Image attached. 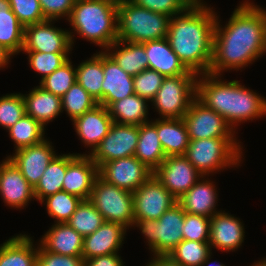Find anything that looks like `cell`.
<instances>
[{
	"instance_id": "obj_1",
	"label": "cell",
	"mask_w": 266,
	"mask_h": 266,
	"mask_svg": "<svg viewBox=\"0 0 266 266\" xmlns=\"http://www.w3.org/2000/svg\"><path fill=\"white\" fill-rule=\"evenodd\" d=\"M245 0L222 26L217 15L209 73L241 70L266 53L265 8ZM219 19V20H218Z\"/></svg>"
},
{
	"instance_id": "obj_2",
	"label": "cell",
	"mask_w": 266,
	"mask_h": 266,
	"mask_svg": "<svg viewBox=\"0 0 266 266\" xmlns=\"http://www.w3.org/2000/svg\"><path fill=\"white\" fill-rule=\"evenodd\" d=\"M210 7L188 6L171 17L168 28L171 49L197 75L209 73L212 61L217 12Z\"/></svg>"
},
{
	"instance_id": "obj_3",
	"label": "cell",
	"mask_w": 266,
	"mask_h": 266,
	"mask_svg": "<svg viewBox=\"0 0 266 266\" xmlns=\"http://www.w3.org/2000/svg\"><path fill=\"white\" fill-rule=\"evenodd\" d=\"M221 77L211 73L198 75L196 98L201 103L221 115L235 132L241 123L266 116V97L238 80L224 81Z\"/></svg>"
},
{
	"instance_id": "obj_4",
	"label": "cell",
	"mask_w": 266,
	"mask_h": 266,
	"mask_svg": "<svg viewBox=\"0 0 266 266\" xmlns=\"http://www.w3.org/2000/svg\"><path fill=\"white\" fill-rule=\"evenodd\" d=\"M118 2L114 0H75L68 18L71 45L76 35L106 50L118 40ZM75 32V33H74Z\"/></svg>"
},
{
	"instance_id": "obj_5",
	"label": "cell",
	"mask_w": 266,
	"mask_h": 266,
	"mask_svg": "<svg viewBox=\"0 0 266 266\" xmlns=\"http://www.w3.org/2000/svg\"><path fill=\"white\" fill-rule=\"evenodd\" d=\"M171 17L152 12L129 0L118 2V40L132 43L167 38Z\"/></svg>"
},
{
	"instance_id": "obj_6",
	"label": "cell",
	"mask_w": 266,
	"mask_h": 266,
	"mask_svg": "<svg viewBox=\"0 0 266 266\" xmlns=\"http://www.w3.org/2000/svg\"><path fill=\"white\" fill-rule=\"evenodd\" d=\"M237 141V138L190 140L185 156L203 176L214 175L227 167L240 166L244 150L242 142Z\"/></svg>"
},
{
	"instance_id": "obj_7",
	"label": "cell",
	"mask_w": 266,
	"mask_h": 266,
	"mask_svg": "<svg viewBox=\"0 0 266 266\" xmlns=\"http://www.w3.org/2000/svg\"><path fill=\"white\" fill-rule=\"evenodd\" d=\"M185 211L177 202L158 220H139L134 224L146 239L152 255H169L183 240Z\"/></svg>"
},
{
	"instance_id": "obj_8",
	"label": "cell",
	"mask_w": 266,
	"mask_h": 266,
	"mask_svg": "<svg viewBox=\"0 0 266 266\" xmlns=\"http://www.w3.org/2000/svg\"><path fill=\"white\" fill-rule=\"evenodd\" d=\"M89 200L105 221L119 223L126 228L135 224L132 192L96 177Z\"/></svg>"
},
{
	"instance_id": "obj_9",
	"label": "cell",
	"mask_w": 266,
	"mask_h": 266,
	"mask_svg": "<svg viewBox=\"0 0 266 266\" xmlns=\"http://www.w3.org/2000/svg\"><path fill=\"white\" fill-rule=\"evenodd\" d=\"M198 75L165 77L151 105L159 118H183L196 98Z\"/></svg>"
},
{
	"instance_id": "obj_10",
	"label": "cell",
	"mask_w": 266,
	"mask_h": 266,
	"mask_svg": "<svg viewBox=\"0 0 266 266\" xmlns=\"http://www.w3.org/2000/svg\"><path fill=\"white\" fill-rule=\"evenodd\" d=\"M139 138V126L113 122L108 134L89 154L98 168L106 162L134 156Z\"/></svg>"
},
{
	"instance_id": "obj_11",
	"label": "cell",
	"mask_w": 266,
	"mask_h": 266,
	"mask_svg": "<svg viewBox=\"0 0 266 266\" xmlns=\"http://www.w3.org/2000/svg\"><path fill=\"white\" fill-rule=\"evenodd\" d=\"M190 140L205 138H236L226 120L195 98L183 116Z\"/></svg>"
},
{
	"instance_id": "obj_12",
	"label": "cell",
	"mask_w": 266,
	"mask_h": 266,
	"mask_svg": "<svg viewBox=\"0 0 266 266\" xmlns=\"http://www.w3.org/2000/svg\"><path fill=\"white\" fill-rule=\"evenodd\" d=\"M135 223L139 220H158L177 199L152 175L132 192Z\"/></svg>"
},
{
	"instance_id": "obj_13",
	"label": "cell",
	"mask_w": 266,
	"mask_h": 266,
	"mask_svg": "<svg viewBox=\"0 0 266 266\" xmlns=\"http://www.w3.org/2000/svg\"><path fill=\"white\" fill-rule=\"evenodd\" d=\"M55 22L56 20H45L25 26L22 51L71 53L73 47L69 30L54 26Z\"/></svg>"
},
{
	"instance_id": "obj_14",
	"label": "cell",
	"mask_w": 266,
	"mask_h": 266,
	"mask_svg": "<svg viewBox=\"0 0 266 266\" xmlns=\"http://www.w3.org/2000/svg\"><path fill=\"white\" fill-rule=\"evenodd\" d=\"M153 175L177 200L202 177L185 155L167 156Z\"/></svg>"
},
{
	"instance_id": "obj_15",
	"label": "cell",
	"mask_w": 266,
	"mask_h": 266,
	"mask_svg": "<svg viewBox=\"0 0 266 266\" xmlns=\"http://www.w3.org/2000/svg\"><path fill=\"white\" fill-rule=\"evenodd\" d=\"M98 175L114 186L134 192L153 175V171L135 156H129L103 163L98 168Z\"/></svg>"
},
{
	"instance_id": "obj_16",
	"label": "cell",
	"mask_w": 266,
	"mask_h": 266,
	"mask_svg": "<svg viewBox=\"0 0 266 266\" xmlns=\"http://www.w3.org/2000/svg\"><path fill=\"white\" fill-rule=\"evenodd\" d=\"M0 195L8 207L20 210L36 199L34 188L8 157L0 162Z\"/></svg>"
},
{
	"instance_id": "obj_17",
	"label": "cell",
	"mask_w": 266,
	"mask_h": 266,
	"mask_svg": "<svg viewBox=\"0 0 266 266\" xmlns=\"http://www.w3.org/2000/svg\"><path fill=\"white\" fill-rule=\"evenodd\" d=\"M14 151L13 155H8L7 157L14 162L33 188L39 182L49 163L57 155L52 142L47 138L37 145L23 147Z\"/></svg>"
},
{
	"instance_id": "obj_18",
	"label": "cell",
	"mask_w": 266,
	"mask_h": 266,
	"mask_svg": "<svg viewBox=\"0 0 266 266\" xmlns=\"http://www.w3.org/2000/svg\"><path fill=\"white\" fill-rule=\"evenodd\" d=\"M245 228L240 218L220 210L210 218L209 244L222 252L237 251L244 243Z\"/></svg>"
},
{
	"instance_id": "obj_19",
	"label": "cell",
	"mask_w": 266,
	"mask_h": 266,
	"mask_svg": "<svg viewBox=\"0 0 266 266\" xmlns=\"http://www.w3.org/2000/svg\"><path fill=\"white\" fill-rule=\"evenodd\" d=\"M97 176L98 166L91 157L79 154L67 165L62 191L82 200L89 199Z\"/></svg>"
},
{
	"instance_id": "obj_20",
	"label": "cell",
	"mask_w": 266,
	"mask_h": 266,
	"mask_svg": "<svg viewBox=\"0 0 266 266\" xmlns=\"http://www.w3.org/2000/svg\"><path fill=\"white\" fill-rule=\"evenodd\" d=\"M127 229L119 223L105 221L93 234L84 237L83 260L119 253L126 239Z\"/></svg>"
},
{
	"instance_id": "obj_21",
	"label": "cell",
	"mask_w": 266,
	"mask_h": 266,
	"mask_svg": "<svg viewBox=\"0 0 266 266\" xmlns=\"http://www.w3.org/2000/svg\"><path fill=\"white\" fill-rule=\"evenodd\" d=\"M72 123L81 142L86 147L91 148V151H88L89 155L108 134L113 119L109 114L108 108L98 104L91 110L86 111L82 116L75 118Z\"/></svg>"
},
{
	"instance_id": "obj_22",
	"label": "cell",
	"mask_w": 266,
	"mask_h": 266,
	"mask_svg": "<svg viewBox=\"0 0 266 266\" xmlns=\"http://www.w3.org/2000/svg\"><path fill=\"white\" fill-rule=\"evenodd\" d=\"M103 72V106L108 108L113 102L135 93L133 76L126 73L106 51H103Z\"/></svg>"
},
{
	"instance_id": "obj_23",
	"label": "cell",
	"mask_w": 266,
	"mask_h": 266,
	"mask_svg": "<svg viewBox=\"0 0 266 266\" xmlns=\"http://www.w3.org/2000/svg\"><path fill=\"white\" fill-rule=\"evenodd\" d=\"M203 176L177 202L189 214L211 218L220 212L216 208L218 194L217 187L208 177ZM216 187V188H215Z\"/></svg>"
},
{
	"instance_id": "obj_24",
	"label": "cell",
	"mask_w": 266,
	"mask_h": 266,
	"mask_svg": "<svg viewBox=\"0 0 266 266\" xmlns=\"http://www.w3.org/2000/svg\"><path fill=\"white\" fill-rule=\"evenodd\" d=\"M145 46L148 69L155 70L165 77L178 75H197L189 71L171 49L167 38L147 41Z\"/></svg>"
},
{
	"instance_id": "obj_25",
	"label": "cell",
	"mask_w": 266,
	"mask_h": 266,
	"mask_svg": "<svg viewBox=\"0 0 266 266\" xmlns=\"http://www.w3.org/2000/svg\"><path fill=\"white\" fill-rule=\"evenodd\" d=\"M84 237L67 223H54L40 238L39 244L52 253L82 256Z\"/></svg>"
},
{
	"instance_id": "obj_26",
	"label": "cell",
	"mask_w": 266,
	"mask_h": 266,
	"mask_svg": "<svg viewBox=\"0 0 266 266\" xmlns=\"http://www.w3.org/2000/svg\"><path fill=\"white\" fill-rule=\"evenodd\" d=\"M156 128L165 156L185 155L190 138L183 118H156Z\"/></svg>"
},
{
	"instance_id": "obj_27",
	"label": "cell",
	"mask_w": 266,
	"mask_h": 266,
	"mask_svg": "<svg viewBox=\"0 0 266 266\" xmlns=\"http://www.w3.org/2000/svg\"><path fill=\"white\" fill-rule=\"evenodd\" d=\"M25 114L40 122L45 128L58 117L62 111L61 97H58L41 86H34L28 94H23Z\"/></svg>"
},
{
	"instance_id": "obj_28",
	"label": "cell",
	"mask_w": 266,
	"mask_h": 266,
	"mask_svg": "<svg viewBox=\"0 0 266 266\" xmlns=\"http://www.w3.org/2000/svg\"><path fill=\"white\" fill-rule=\"evenodd\" d=\"M37 254L33 238L20 233L0 244V266H36Z\"/></svg>"
},
{
	"instance_id": "obj_29",
	"label": "cell",
	"mask_w": 266,
	"mask_h": 266,
	"mask_svg": "<svg viewBox=\"0 0 266 266\" xmlns=\"http://www.w3.org/2000/svg\"><path fill=\"white\" fill-rule=\"evenodd\" d=\"M105 51L131 76L148 69V58L143 43L116 40Z\"/></svg>"
},
{
	"instance_id": "obj_30",
	"label": "cell",
	"mask_w": 266,
	"mask_h": 266,
	"mask_svg": "<svg viewBox=\"0 0 266 266\" xmlns=\"http://www.w3.org/2000/svg\"><path fill=\"white\" fill-rule=\"evenodd\" d=\"M79 153H66L56 155L49 163L39 182L34 187V195L36 201L39 203L52 194L62 191L63 179L65 177L67 165L77 156Z\"/></svg>"
},
{
	"instance_id": "obj_31",
	"label": "cell",
	"mask_w": 266,
	"mask_h": 266,
	"mask_svg": "<svg viewBox=\"0 0 266 266\" xmlns=\"http://www.w3.org/2000/svg\"><path fill=\"white\" fill-rule=\"evenodd\" d=\"M148 103L150 102L147 99L134 93L124 99L113 102L108 107V111L113 122L140 126L150 122L147 117L149 114Z\"/></svg>"
},
{
	"instance_id": "obj_32",
	"label": "cell",
	"mask_w": 266,
	"mask_h": 266,
	"mask_svg": "<svg viewBox=\"0 0 266 266\" xmlns=\"http://www.w3.org/2000/svg\"><path fill=\"white\" fill-rule=\"evenodd\" d=\"M134 156L153 172L166 158L157 128L151 122L139 126V138Z\"/></svg>"
},
{
	"instance_id": "obj_33",
	"label": "cell",
	"mask_w": 266,
	"mask_h": 266,
	"mask_svg": "<svg viewBox=\"0 0 266 266\" xmlns=\"http://www.w3.org/2000/svg\"><path fill=\"white\" fill-rule=\"evenodd\" d=\"M24 28L11 10L9 0H0V45L13 56L22 51Z\"/></svg>"
},
{
	"instance_id": "obj_34",
	"label": "cell",
	"mask_w": 266,
	"mask_h": 266,
	"mask_svg": "<svg viewBox=\"0 0 266 266\" xmlns=\"http://www.w3.org/2000/svg\"><path fill=\"white\" fill-rule=\"evenodd\" d=\"M103 51L94 53L76 66V82L102 105Z\"/></svg>"
},
{
	"instance_id": "obj_35",
	"label": "cell",
	"mask_w": 266,
	"mask_h": 266,
	"mask_svg": "<svg viewBox=\"0 0 266 266\" xmlns=\"http://www.w3.org/2000/svg\"><path fill=\"white\" fill-rule=\"evenodd\" d=\"M46 128L34 118L25 114L11 128L7 130L14 142V149L37 145L45 140Z\"/></svg>"
},
{
	"instance_id": "obj_36",
	"label": "cell",
	"mask_w": 266,
	"mask_h": 266,
	"mask_svg": "<svg viewBox=\"0 0 266 266\" xmlns=\"http://www.w3.org/2000/svg\"><path fill=\"white\" fill-rule=\"evenodd\" d=\"M104 222L105 220L101 213L89 199H86L79 203L66 223L81 236L85 237L93 234Z\"/></svg>"
},
{
	"instance_id": "obj_37",
	"label": "cell",
	"mask_w": 266,
	"mask_h": 266,
	"mask_svg": "<svg viewBox=\"0 0 266 266\" xmlns=\"http://www.w3.org/2000/svg\"><path fill=\"white\" fill-rule=\"evenodd\" d=\"M211 251L209 242L182 240L169 256L180 266H201Z\"/></svg>"
},
{
	"instance_id": "obj_38",
	"label": "cell",
	"mask_w": 266,
	"mask_h": 266,
	"mask_svg": "<svg viewBox=\"0 0 266 266\" xmlns=\"http://www.w3.org/2000/svg\"><path fill=\"white\" fill-rule=\"evenodd\" d=\"M62 111L71 121L91 110L98 102L77 82L61 97Z\"/></svg>"
},
{
	"instance_id": "obj_39",
	"label": "cell",
	"mask_w": 266,
	"mask_h": 266,
	"mask_svg": "<svg viewBox=\"0 0 266 266\" xmlns=\"http://www.w3.org/2000/svg\"><path fill=\"white\" fill-rule=\"evenodd\" d=\"M81 201L82 199L75 195L60 191L47 196L40 203L46 204L47 213L55 223H66Z\"/></svg>"
},
{
	"instance_id": "obj_40",
	"label": "cell",
	"mask_w": 266,
	"mask_h": 266,
	"mask_svg": "<svg viewBox=\"0 0 266 266\" xmlns=\"http://www.w3.org/2000/svg\"><path fill=\"white\" fill-rule=\"evenodd\" d=\"M76 82V67L71 58L39 82L45 91L62 97Z\"/></svg>"
},
{
	"instance_id": "obj_41",
	"label": "cell",
	"mask_w": 266,
	"mask_h": 266,
	"mask_svg": "<svg viewBox=\"0 0 266 266\" xmlns=\"http://www.w3.org/2000/svg\"><path fill=\"white\" fill-rule=\"evenodd\" d=\"M28 54L30 68L41 75V79L50 75L57 68L66 63L70 58V53H43L37 51H21Z\"/></svg>"
},
{
	"instance_id": "obj_42",
	"label": "cell",
	"mask_w": 266,
	"mask_h": 266,
	"mask_svg": "<svg viewBox=\"0 0 266 266\" xmlns=\"http://www.w3.org/2000/svg\"><path fill=\"white\" fill-rule=\"evenodd\" d=\"M25 115L22 93H11L0 97V126L6 131Z\"/></svg>"
},
{
	"instance_id": "obj_43",
	"label": "cell",
	"mask_w": 266,
	"mask_h": 266,
	"mask_svg": "<svg viewBox=\"0 0 266 266\" xmlns=\"http://www.w3.org/2000/svg\"><path fill=\"white\" fill-rule=\"evenodd\" d=\"M165 76L151 69H145L133 76L134 92L151 102L162 85Z\"/></svg>"
},
{
	"instance_id": "obj_44",
	"label": "cell",
	"mask_w": 266,
	"mask_h": 266,
	"mask_svg": "<svg viewBox=\"0 0 266 266\" xmlns=\"http://www.w3.org/2000/svg\"><path fill=\"white\" fill-rule=\"evenodd\" d=\"M183 240L209 242L210 218L185 212Z\"/></svg>"
},
{
	"instance_id": "obj_45",
	"label": "cell",
	"mask_w": 266,
	"mask_h": 266,
	"mask_svg": "<svg viewBox=\"0 0 266 266\" xmlns=\"http://www.w3.org/2000/svg\"><path fill=\"white\" fill-rule=\"evenodd\" d=\"M10 8L25 27L45 21L39 0H9Z\"/></svg>"
},
{
	"instance_id": "obj_46",
	"label": "cell",
	"mask_w": 266,
	"mask_h": 266,
	"mask_svg": "<svg viewBox=\"0 0 266 266\" xmlns=\"http://www.w3.org/2000/svg\"><path fill=\"white\" fill-rule=\"evenodd\" d=\"M134 4L152 12L172 17L183 12L189 5L184 0H129Z\"/></svg>"
},
{
	"instance_id": "obj_47",
	"label": "cell",
	"mask_w": 266,
	"mask_h": 266,
	"mask_svg": "<svg viewBox=\"0 0 266 266\" xmlns=\"http://www.w3.org/2000/svg\"><path fill=\"white\" fill-rule=\"evenodd\" d=\"M36 266H83L82 256H68L46 251L38 244Z\"/></svg>"
},
{
	"instance_id": "obj_48",
	"label": "cell",
	"mask_w": 266,
	"mask_h": 266,
	"mask_svg": "<svg viewBox=\"0 0 266 266\" xmlns=\"http://www.w3.org/2000/svg\"><path fill=\"white\" fill-rule=\"evenodd\" d=\"M75 0H39L46 20H68Z\"/></svg>"
},
{
	"instance_id": "obj_49",
	"label": "cell",
	"mask_w": 266,
	"mask_h": 266,
	"mask_svg": "<svg viewBox=\"0 0 266 266\" xmlns=\"http://www.w3.org/2000/svg\"><path fill=\"white\" fill-rule=\"evenodd\" d=\"M118 253L93 257L83 261V266H125Z\"/></svg>"
},
{
	"instance_id": "obj_50",
	"label": "cell",
	"mask_w": 266,
	"mask_h": 266,
	"mask_svg": "<svg viewBox=\"0 0 266 266\" xmlns=\"http://www.w3.org/2000/svg\"><path fill=\"white\" fill-rule=\"evenodd\" d=\"M146 266H180L169 255H153Z\"/></svg>"
},
{
	"instance_id": "obj_51",
	"label": "cell",
	"mask_w": 266,
	"mask_h": 266,
	"mask_svg": "<svg viewBox=\"0 0 266 266\" xmlns=\"http://www.w3.org/2000/svg\"><path fill=\"white\" fill-rule=\"evenodd\" d=\"M13 55L7 51L3 46L0 45V69H4L8 67L9 63L11 62V57Z\"/></svg>"
},
{
	"instance_id": "obj_52",
	"label": "cell",
	"mask_w": 266,
	"mask_h": 266,
	"mask_svg": "<svg viewBox=\"0 0 266 266\" xmlns=\"http://www.w3.org/2000/svg\"><path fill=\"white\" fill-rule=\"evenodd\" d=\"M212 258V253L205 259V261L202 263L201 266H225L221 262H217L216 260L214 262H209ZM216 263V264H215Z\"/></svg>"
},
{
	"instance_id": "obj_53",
	"label": "cell",
	"mask_w": 266,
	"mask_h": 266,
	"mask_svg": "<svg viewBox=\"0 0 266 266\" xmlns=\"http://www.w3.org/2000/svg\"><path fill=\"white\" fill-rule=\"evenodd\" d=\"M189 6H206V2L203 3V0H184Z\"/></svg>"
},
{
	"instance_id": "obj_54",
	"label": "cell",
	"mask_w": 266,
	"mask_h": 266,
	"mask_svg": "<svg viewBox=\"0 0 266 266\" xmlns=\"http://www.w3.org/2000/svg\"><path fill=\"white\" fill-rule=\"evenodd\" d=\"M263 260L254 262L251 266H266V258H262Z\"/></svg>"
}]
</instances>
